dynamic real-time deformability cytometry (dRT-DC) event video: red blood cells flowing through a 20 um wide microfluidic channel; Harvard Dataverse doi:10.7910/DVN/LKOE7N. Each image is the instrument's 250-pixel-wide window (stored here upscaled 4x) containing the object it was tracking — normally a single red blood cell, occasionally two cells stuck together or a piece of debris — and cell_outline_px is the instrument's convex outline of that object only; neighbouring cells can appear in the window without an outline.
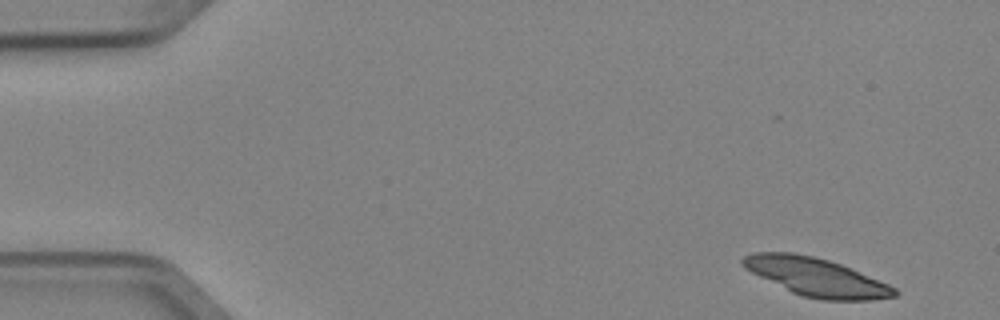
{"species": "Egyptian fruit bat (a non-hibernating species)", "species_latin": "Rousettus aegyptiacus", "temperature_condition": "cold", "stored_images_in_passage": 5, "camera_frame_rate_fps": 3000, "um_per_image_px": 0.085, "animal": {"sex": "female"}, "frame": {"image": 1, "passage_image": 1, "time_ms": 0.0, "image_size_px": [1000, 320], "cell_outline_px": [[900, 292], [896, 296], [872, 300], [820, 300], [800, 296], [744, 268], [740, 264], [740, 260], [744, 256], [752, 252], [792, 252], [816, 256], [852, 268], [888, 284], [896, 288]], "centroid_in_image_um": [69.38, 23.54], "position_along_channel_um": 15.6, "area_um2": 33.87}}
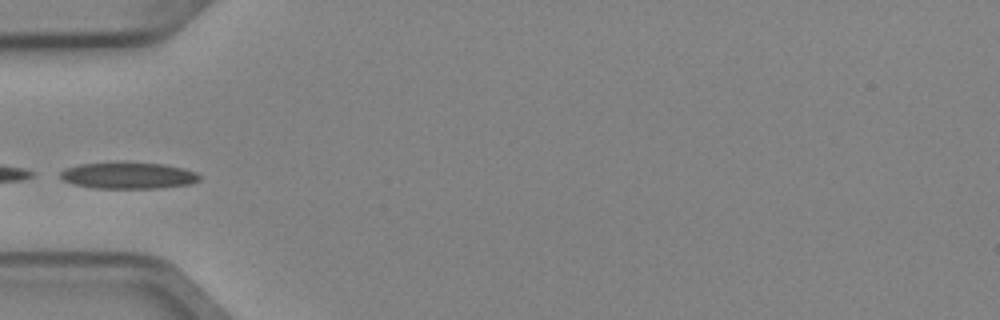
{"frame": {"image": 2, "passage_image": 4, "time_ms": 1.0, "image_size_px": [1000, 320], "cell_outline_px": [[200, 180], [192, 184], [160, 188], [92, 188], [72, 184], [64, 180], [60, 176], [60, 172], [64, 168], [80, 164], [116, 160], [164, 164], [184, 168], [196, 172], [200, 176]], "centroid_in_image_um": [10.89, 14.89], "position_along_channel_um": 74.1, "area_um2": 22.25}}
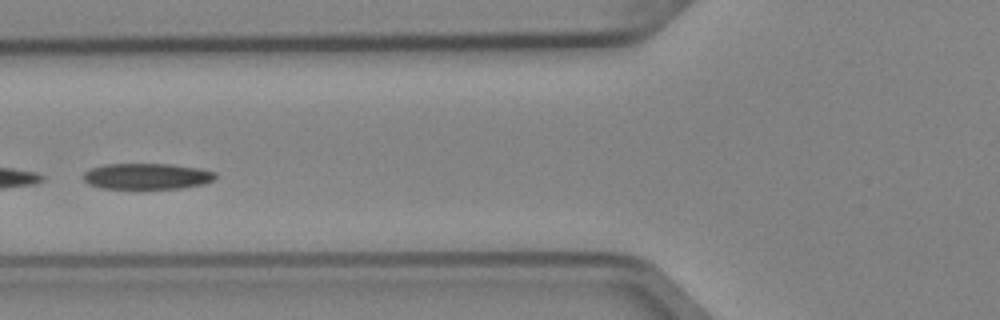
{"frame": {"image": 3, "passage_image": 5, "time_ms": 1.333, "image_size_px": [1000, 320], "cell_outline_px": [[216, 176], [212, 180], [204, 184], [180, 188], [104, 188], [88, 184], [84, 180], [84, 172], [92, 168], [104, 164], [172, 164], [200, 168], [216, 172]], "centroid_in_image_um": [12.51, 14.97], "position_along_channel_um": 113.3, "area_um2": 19.88}}